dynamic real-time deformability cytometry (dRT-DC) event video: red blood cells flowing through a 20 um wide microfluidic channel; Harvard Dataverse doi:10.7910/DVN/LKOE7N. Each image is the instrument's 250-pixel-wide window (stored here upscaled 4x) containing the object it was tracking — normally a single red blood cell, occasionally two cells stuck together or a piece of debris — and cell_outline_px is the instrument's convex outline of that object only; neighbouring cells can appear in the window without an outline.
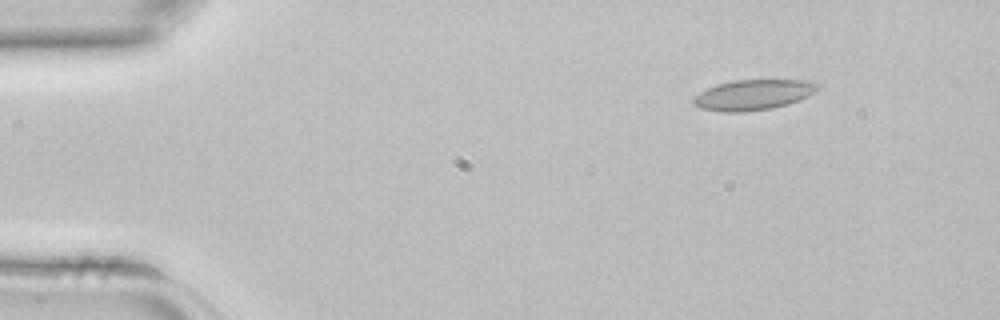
{"species": "common noctule bat (a hibernating species)", "species_latin": "Nyctalus noctula", "temperature_condition": "room temperature", "stored_images_in_passage": 5, "segment_of_instrument_passage": [2, 2], "camera_frame_rate_fps": 3000, "um_per_image_px": 0.085, "animal": {"sex": "female", "body_mass_g": 22.7, "forearm_length_mm": 54.2}, "frame": {"image": 1, "passage_image": 5, "time_ms": 1.333, "image_size_px": [1000, 320], "cell_outline_px": [[820, 88], [808, 96], [800, 100], [788, 104], [772, 108], [744, 112], [720, 112], [700, 108], [692, 104], [692, 100], [700, 92], [716, 84], [732, 80], [812, 80], [820, 84]], "centroid_in_image_um": [64.05, 8.06], "position_along_channel_um": 21.0, "area_um2": 22.25}}